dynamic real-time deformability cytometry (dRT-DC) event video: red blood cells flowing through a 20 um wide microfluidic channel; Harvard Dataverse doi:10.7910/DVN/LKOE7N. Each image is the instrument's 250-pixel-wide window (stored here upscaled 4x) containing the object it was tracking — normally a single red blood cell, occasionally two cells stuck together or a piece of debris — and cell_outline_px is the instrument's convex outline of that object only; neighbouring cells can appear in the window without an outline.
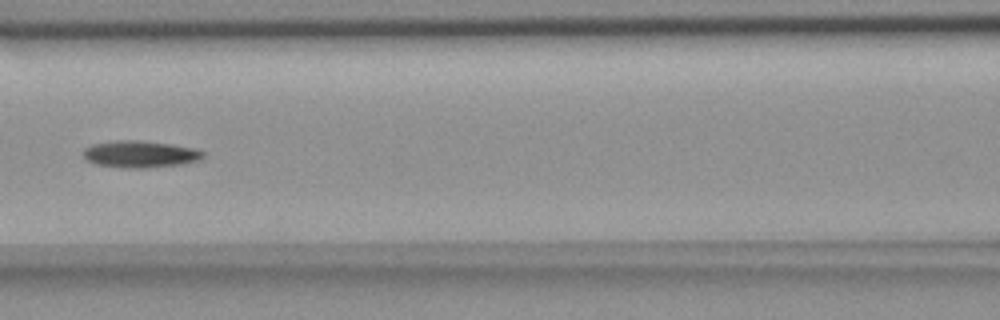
{"species": "common noctule bat (a hibernating species)", "species_latin": "Nyctalus noctula", "temperature_condition": "room temperature", "stored_images_in_passage": 10, "camera_frame_rate_fps": 3000, "um_per_image_px": 0.085, "animal": {"sex": "female", "body_mass_g": 18.4}, "frame": {"image": 1, "passage_image": 7, "time_ms": 7.667, "image_size_px": [1000, 320], "cell_outline_px": [[204, 156], [200, 160], [180, 164], [144, 168], [124, 168], [96, 164], [88, 160], [84, 156], [84, 148], [92, 144], [116, 140], [140, 140], [172, 144], [192, 148], [204, 152]], "centroid_in_image_um": [11.9, 13.1], "position_along_channel_um": 154.7, "area_um2": 18.67}}
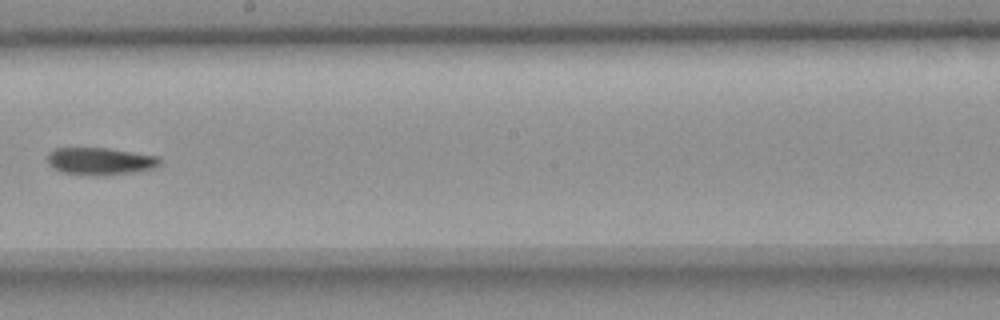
{"frame": {"image": 2, "passage_image": 9, "time_ms": 10.0, "image_size_px": [1000, 320], "cell_outline_px": [[160, 164], [152, 168], [132, 172], [108, 176], [88, 176], [60, 172], [52, 168], [48, 164], [48, 152], [56, 148], [108, 148], [160, 156]], "centroid_in_image_um": [8.48, 13.71], "position_along_channel_um": 239.7, "area_um2": 18.21}}
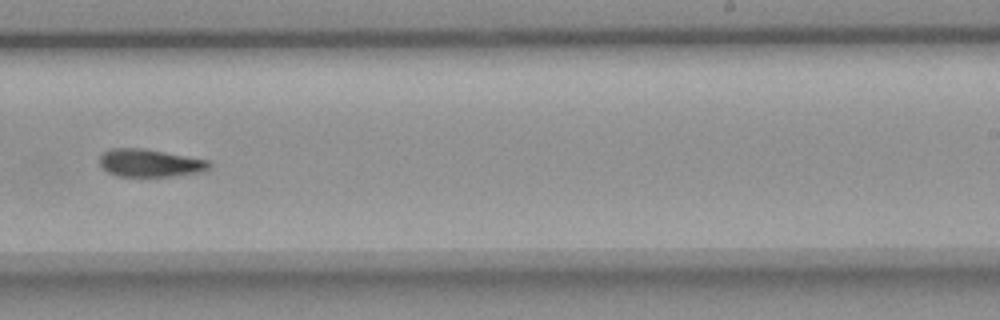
{"frame": {"image": 3, "passage_image": 10, "time_ms": 11.0, "image_size_px": [1000, 320], "cell_outline_px": [[212, 164], [208, 168], [200, 172], [172, 176], [116, 176], [108, 172], [100, 164], [100, 156], [104, 152], [112, 148], [144, 148], [208, 160]], "centroid_in_image_um": [12.73, 13.85], "position_along_channel_um": 276.3, "area_um2": 17.57}}